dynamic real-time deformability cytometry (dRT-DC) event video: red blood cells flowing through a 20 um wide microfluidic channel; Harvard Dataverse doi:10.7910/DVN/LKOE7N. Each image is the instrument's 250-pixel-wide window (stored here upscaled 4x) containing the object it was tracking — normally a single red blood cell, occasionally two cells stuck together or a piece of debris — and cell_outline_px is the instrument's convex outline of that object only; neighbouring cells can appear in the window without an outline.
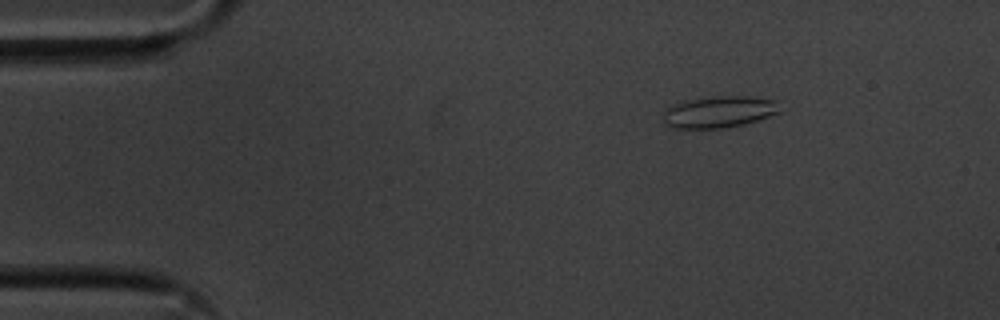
{"species": "common noctule bat (a hibernating species)", "species_latin": "Nyctalus noctula", "temperature_condition": "cold", "stored_images_in_passage": 17, "camera_frame_rate_fps": 3000, "um_per_image_px": 0.085, "animal": {"sex": "male", "body_mass_g": 20.1, "forearm_length_mm": 53.5}, "frame": {"image": 1, "passage_image": 8, "time_ms": 2.333, "image_size_px": [1000, 320], "cell_outline_px": [[780, 112], [744, 124], [724, 128], [668, 128], [664, 124], [664, 108], [684, 100], [720, 96], [744, 96], [780, 100]], "centroid_in_image_um": [61.11, 9.51], "position_along_channel_um": 23.9, "area_um2": 21.68}}